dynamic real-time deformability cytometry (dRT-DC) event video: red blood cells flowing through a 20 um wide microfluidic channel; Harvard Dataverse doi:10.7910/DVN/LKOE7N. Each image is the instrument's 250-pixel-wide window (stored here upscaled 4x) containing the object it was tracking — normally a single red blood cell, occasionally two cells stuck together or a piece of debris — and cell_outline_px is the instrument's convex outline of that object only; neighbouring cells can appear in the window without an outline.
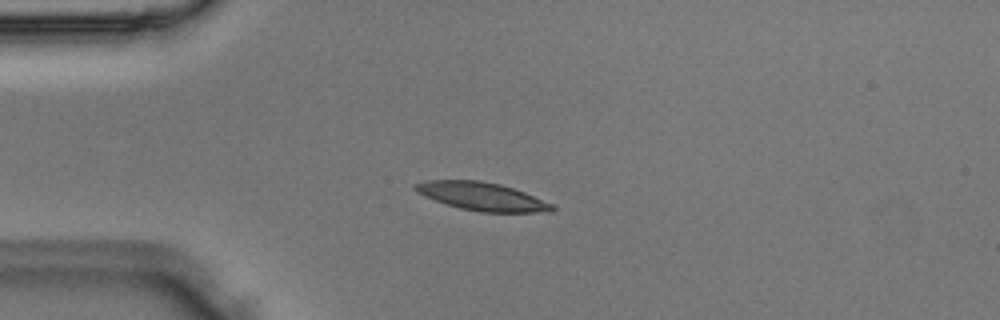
{"species": "Egyptian fruit bat (a non-hibernating species)", "species_latin": "Rousettus aegyptiacus", "temperature_condition": "room temperature", "stored_images_in_passage": 48, "camera_frame_rate_fps": 3000, "um_per_image_px": 0.085, "animal": {"sex": "male"}, "frame": {"image": 1, "passage_image": 12, "time_ms": 3.667, "image_size_px": [1000, 320], "cell_outline_px": [[556, 208], [552, 212], [480, 212], [460, 208], [424, 196], [416, 192], [412, 188], [412, 184], [428, 180], [480, 180], [500, 184], [524, 192], [552, 204]], "centroid_in_image_um": [40.94, 16.69], "position_along_channel_um": 44.1, "area_um2": 22.37}}
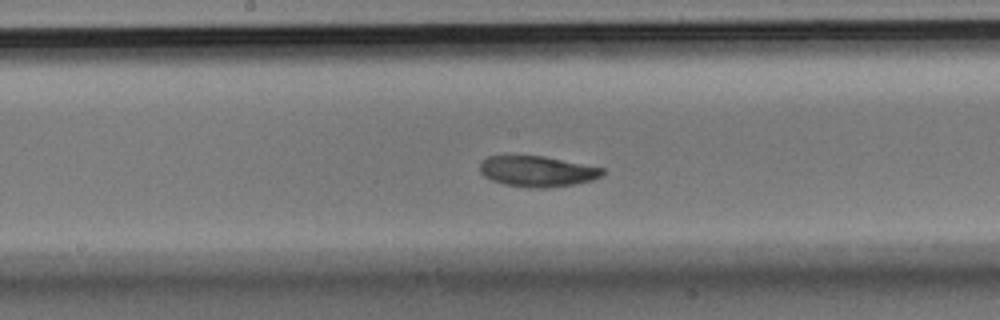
{"frame": {"image": 2, "passage_image": 25, "time_ms": 8.0, "image_size_px": [1000, 320], "cell_outline_px": [[604, 172], [600, 176], [592, 180], [572, 184], [548, 188], [528, 188], [504, 184], [492, 180], [484, 176], [480, 172], [480, 164], [488, 156], [544, 156], [604, 168]], "centroid_in_image_um": [45.66, 14.57], "position_along_channel_um": 202.5, "area_um2": 21.79}}
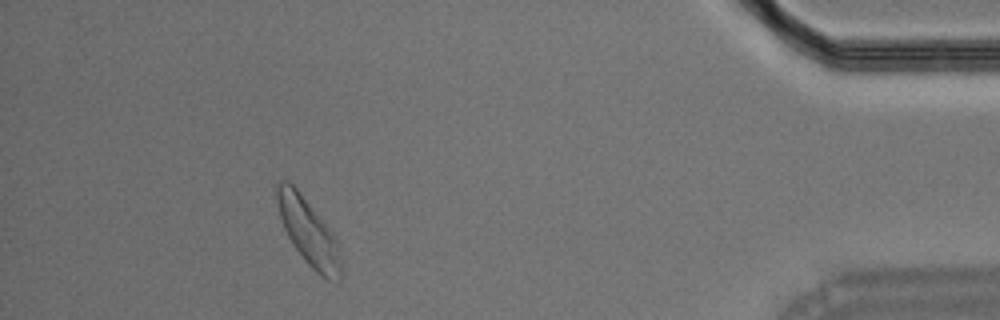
{"frame": {"image": 3, "passage_image": 44, "time_ms": 14.333, "image_size_px": [1000, 320], "cell_outline_px": [[344, 276], [336, 284], [320, 276], [308, 264], [292, 244], [284, 228], [280, 216], [276, 200], [276, 184], [280, 180], [288, 180], [296, 188], [328, 228], [336, 244], [340, 256], [344, 272]], "centroid_in_image_um": [26.22, 19.79], "position_along_channel_um": 409.0, "area_um2": 24.51}}